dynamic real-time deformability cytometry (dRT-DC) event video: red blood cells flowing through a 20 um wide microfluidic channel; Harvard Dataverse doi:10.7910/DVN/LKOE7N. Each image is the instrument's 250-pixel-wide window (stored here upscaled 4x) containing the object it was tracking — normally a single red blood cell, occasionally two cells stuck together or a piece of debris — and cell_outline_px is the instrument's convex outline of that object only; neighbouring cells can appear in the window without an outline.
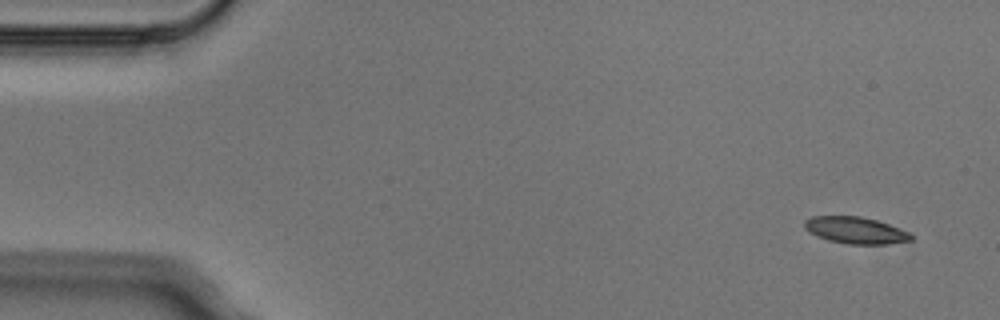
{"species": "Egyptian fruit bat (a non-hibernating species)", "species_latin": "Rousettus aegyptiacus", "temperature_condition": "cold", "stored_images_in_passage": 5, "camera_frame_rate_fps": 3000, "um_per_image_px": 0.085, "animal": {"sex": "male"}, "frame": {"image": 1, "passage_image": 1, "time_ms": 0.0, "image_size_px": [1000, 320], "cell_outline_px": [[912, 240], [888, 244], [848, 244], [828, 240], [816, 236], [808, 232], [804, 228], [804, 220], [812, 216], [860, 216], [876, 220], [888, 224], [908, 232], [912, 236]], "centroid_in_image_um": [72.67, 19.57], "position_along_channel_um": 12.3, "area_um2": 16.59}}
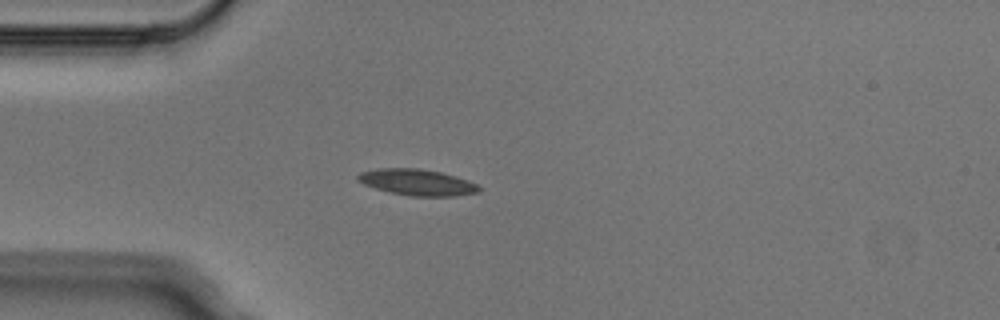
{"frame": {"image": 2, "passage_image": 4, "time_ms": 1.0, "image_size_px": [1000, 320], "cell_outline_px": [[480, 192], [452, 196], [408, 196], [376, 188], [364, 184], [356, 180], [356, 176], [360, 172], [380, 168], [420, 168], [440, 172], [456, 176], [476, 184], [480, 188]], "centroid_in_image_um": [35.44, 15.49], "position_along_channel_um": 49.6, "area_um2": 18.38}}